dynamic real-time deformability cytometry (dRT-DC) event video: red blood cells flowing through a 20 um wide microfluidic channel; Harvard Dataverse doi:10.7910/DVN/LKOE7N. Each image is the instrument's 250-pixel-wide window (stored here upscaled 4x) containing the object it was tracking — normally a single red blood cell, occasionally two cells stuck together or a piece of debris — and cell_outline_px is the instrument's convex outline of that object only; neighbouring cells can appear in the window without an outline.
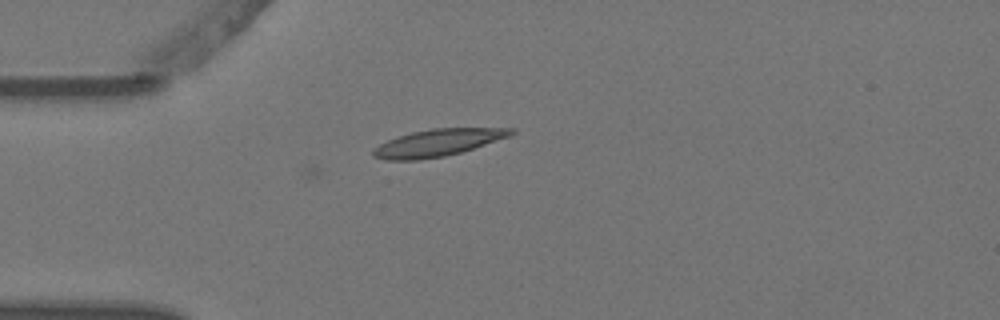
{"species": "Egyptian fruit bat (a non-hibernating species)", "species_latin": "Rousettus aegyptiacus", "temperature_condition": "warm", "stored_images_in_passage": 6, "camera_frame_rate_fps": 3000, "um_per_image_px": 0.085, "animal": {"sex": "female"}, "frame": {"image": 1, "passage_image": 6, "time_ms": 1.667, "image_size_px": [1000, 320], "cell_outline_px": [[516, 132], [512, 136], [460, 152], [444, 156], [420, 160], [384, 160], [372, 156], [372, 148], [388, 140], [412, 132], [432, 128], [516, 128]], "centroid_in_image_um": [37.23, 12.13], "position_along_channel_um": 47.8, "area_um2": 21.79}}